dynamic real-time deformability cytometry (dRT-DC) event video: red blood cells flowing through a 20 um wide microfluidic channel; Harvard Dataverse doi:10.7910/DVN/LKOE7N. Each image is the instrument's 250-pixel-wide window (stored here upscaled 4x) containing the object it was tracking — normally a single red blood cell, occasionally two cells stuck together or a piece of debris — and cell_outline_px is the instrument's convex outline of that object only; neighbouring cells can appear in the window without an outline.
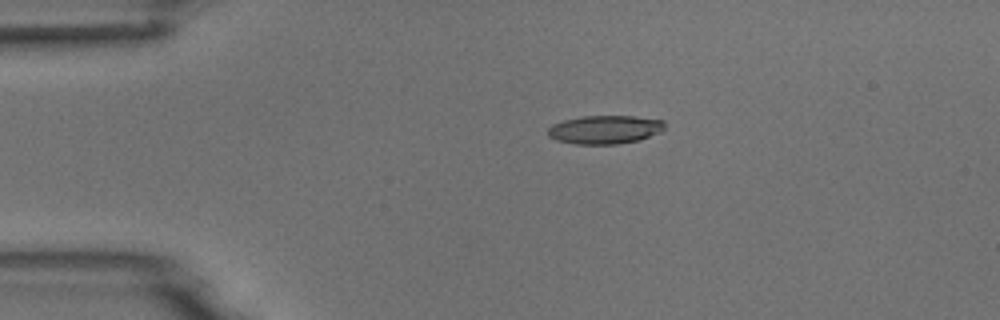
{"species": "common noctule bat (a hibernating species)", "species_latin": "Nyctalus noctula", "temperature_condition": "room temperature", "stored_images_in_passage": 2, "camera_frame_rate_fps": 3000, "um_per_image_px": 0.085, "animal": {"sex": "male", "body_mass_g": 18.8}, "frame": {"image": 1, "passage_image": 1, "time_ms": 0.0, "image_size_px": [1000, 320], "cell_outline_px": [[664, 128], [660, 132], [640, 140], [616, 144], [576, 144], [556, 140], [548, 136], [548, 128], [552, 124], [564, 120], [580, 116], [636, 116], [664, 120]], "centroid_in_image_um": [51.41, 11.01], "position_along_channel_um": 33.6, "area_um2": 19.48}}